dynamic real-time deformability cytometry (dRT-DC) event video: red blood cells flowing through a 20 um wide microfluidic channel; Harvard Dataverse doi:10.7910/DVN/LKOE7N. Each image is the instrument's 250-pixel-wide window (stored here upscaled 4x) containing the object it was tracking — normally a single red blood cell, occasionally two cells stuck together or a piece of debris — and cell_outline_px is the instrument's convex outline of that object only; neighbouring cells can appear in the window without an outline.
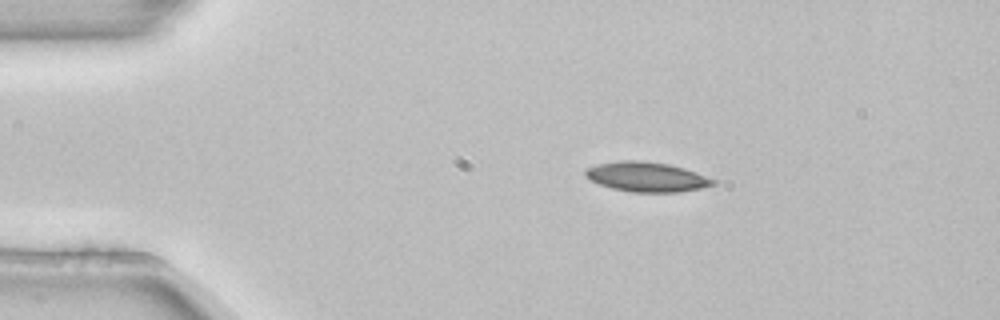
{"species": "common noctule bat (a hibernating species)", "species_latin": "Nyctalus noctula", "temperature_condition": "room temperature", "stored_images_in_passage": 2, "camera_frame_rate_fps": 3000, "um_per_image_px": 0.085, "animal": {"sex": "female", "body_mass_g": 22.7, "forearm_length_mm": 54.2}, "frame": {"image": 1, "passage_image": 1, "time_ms": 0.0, "image_size_px": [1000, 320], "cell_outline_px": [[716, 184], [700, 188], [676, 192], [632, 192], [612, 188], [588, 180], [584, 176], [584, 172], [588, 168], [596, 164], [620, 160], [640, 160], [668, 164], [684, 168], [696, 172], [716, 180]], "centroid_in_image_um": [54.93, 15.03], "position_along_channel_um": 30.1, "area_um2": 22.14}}